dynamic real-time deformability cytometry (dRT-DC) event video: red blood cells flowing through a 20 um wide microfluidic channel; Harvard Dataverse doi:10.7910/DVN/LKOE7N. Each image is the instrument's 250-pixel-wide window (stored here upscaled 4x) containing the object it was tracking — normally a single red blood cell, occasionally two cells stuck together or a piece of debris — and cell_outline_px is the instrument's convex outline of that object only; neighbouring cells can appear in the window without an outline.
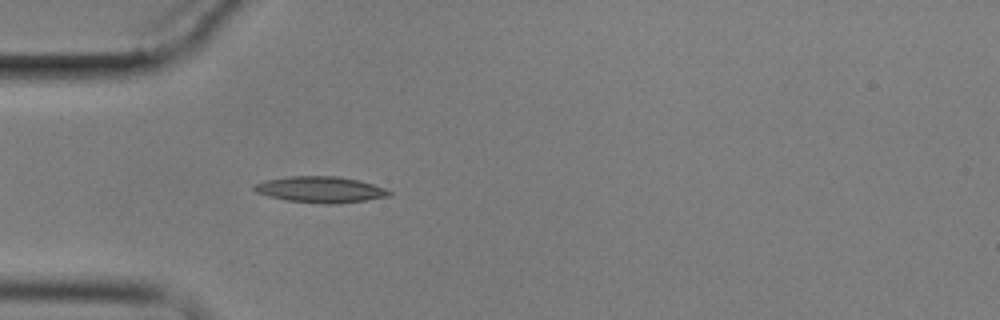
{"species": "common noctule bat (a hibernating species)", "species_latin": "Nyctalus noctula", "temperature_condition": "cold", "stored_images_in_passage": 6, "camera_frame_rate_fps": 3000, "um_per_image_px": 0.085, "animal": {"sex": "male", "body_mass_g": 17.9}, "frame": {"image": 1, "passage_image": 6, "time_ms": 6.667, "image_size_px": [1000, 320], "cell_outline_px": [[392, 192], [388, 196], [364, 200], [332, 204], [328, 204], [288, 200], [268, 196], [256, 192], [252, 188], [252, 184], [264, 180], [288, 176], [336, 176], [360, 180], [384, 188]], "centroid_in_image_um": [27.18, 16.09], "position_along_channel_um": 57.8, "area_um2": 20.4}}